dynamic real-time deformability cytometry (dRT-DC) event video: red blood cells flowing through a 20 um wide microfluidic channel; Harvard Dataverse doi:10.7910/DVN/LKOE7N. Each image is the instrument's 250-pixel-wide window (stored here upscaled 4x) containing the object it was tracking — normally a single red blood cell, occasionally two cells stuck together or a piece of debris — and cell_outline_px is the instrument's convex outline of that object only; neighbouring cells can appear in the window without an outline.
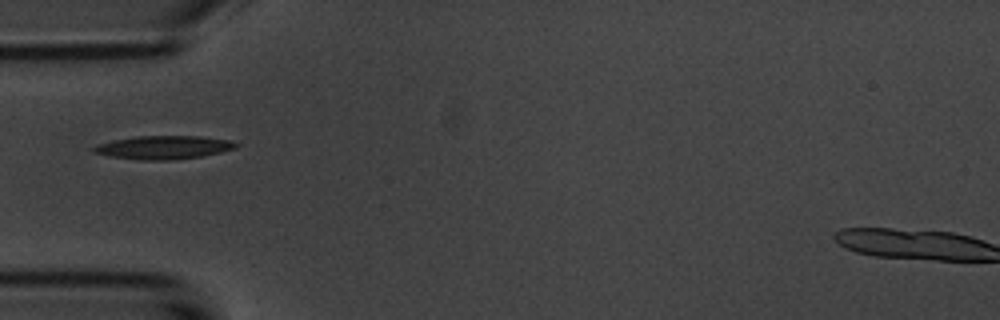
{"species": "common noctule bat (a hibernating species)", "species_latin": "Nyctalus noctula", "temperature_condition": "room temperature", "stored_images_in_passage": 4, "camera_frame_rate_fps": 3000, "um_per_image_px": 0.085, "animal": {"sex": "male", "body_mass_g": 20.1, "forearm_length_mm": 53.5}, "frame": {"image": 1, "passage_image": 2, "time_ms": 1.333, "image_size_px": [1000, 320], "cell_outline_px": [[240, 144], [236, 148], [204, 156], [172, 160], [140, 160], [112, 156], [92, 152], [92, 148], [100, 144], [112, 140], [136, 136], [200, 136], [232, 140]], "centroid_in_image_um": [13.96, 12.52], "position_along_channel_um": 71.0, "area_um2": 19.42}}
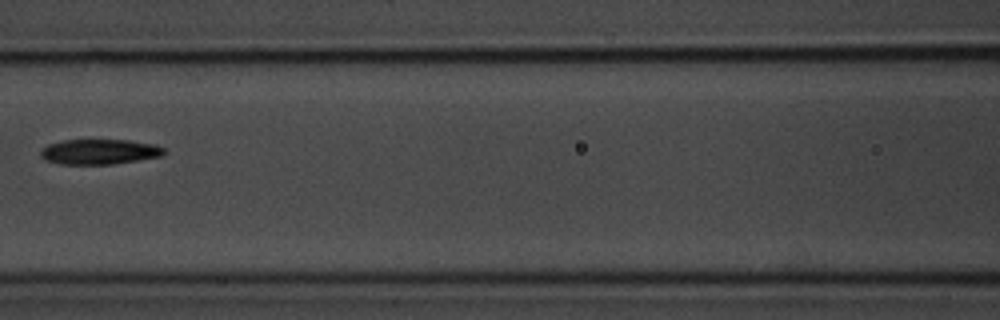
{"frame": {"image": 2, "passage_image": 4, "time_ms": 3.667, "image_size_px": [1000, 320], "cell_outline_px": [[168, 152], [160, 156], [112, 164], [60, 164], [44, 160], [40, 156], [40, 152], [48, 144], [64, 140], [128, 140], [156, 144], [164, 148]], "centroid_in_image_um": [8.46, 12.89], "position_along_channel_um": 158.1, "area_um2": 18.09}}